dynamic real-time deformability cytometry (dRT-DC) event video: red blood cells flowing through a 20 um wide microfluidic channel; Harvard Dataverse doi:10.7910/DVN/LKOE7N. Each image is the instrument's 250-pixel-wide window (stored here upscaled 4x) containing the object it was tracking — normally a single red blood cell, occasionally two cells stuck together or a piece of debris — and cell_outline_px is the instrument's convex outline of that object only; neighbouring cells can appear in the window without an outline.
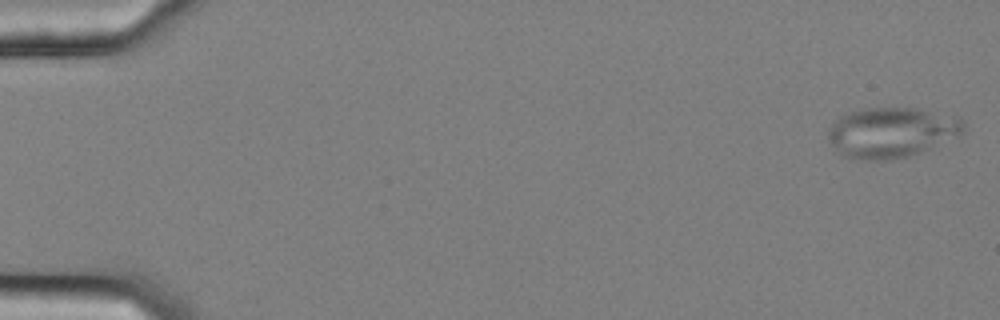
{"species": "common noctule bat (a hibernating species)", "species_latin": "Nyctalus noctula", "temperature_condition": "cold", "stored_images_in_passage": 56, "camera_frame_rate_fps": 3000, "um_per_image_px": 0.085, "animal": {"sex": "female", "body_mass_g": 25.1}, "frame": {"image": 1, "passage_image": 1, "time_ms": 0.0, "image_size_px": [1000, 320], "cell_outline_px": [[964, 132], [956, 136], [920, 152], [908, 156], [888, 160], [868, 160], [844, 156], [828, 140], [828, 128], [840, 116], [848, 112], [868, 108], [916, 108], [960, 116], [964, 120]], "centroid_in_image_um": [75.8, 11.23], "position_along_channel_um": 9.2, "area_um2": 39.48}}
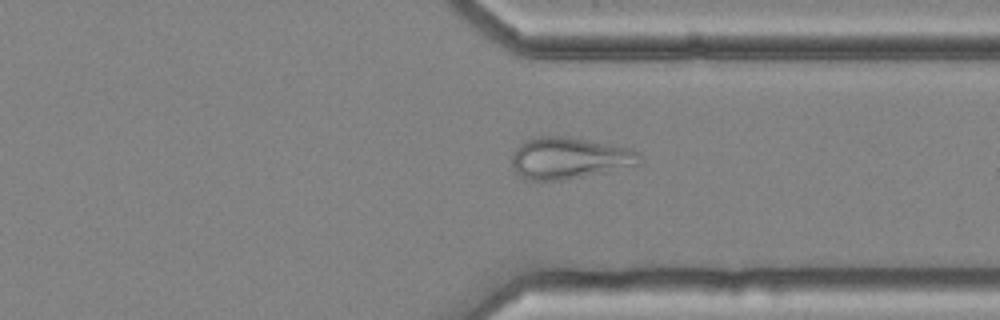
{"frame": {"image": 2, "passage_image": 43, "time_ms": 14.0, "image_size_px": [1000, 320], "cell_outline_px": [[640, 164], [564, 180], [524, 180], [512, 168], [512, 156], [516, 148], [524, 140], [532, 136], [560, 136], [632, 148], [640, 152]], "centroid_in_image_um": [48.33, 13.44], "position_along_channel_um": 363.1, "area_um2": 30.81}}
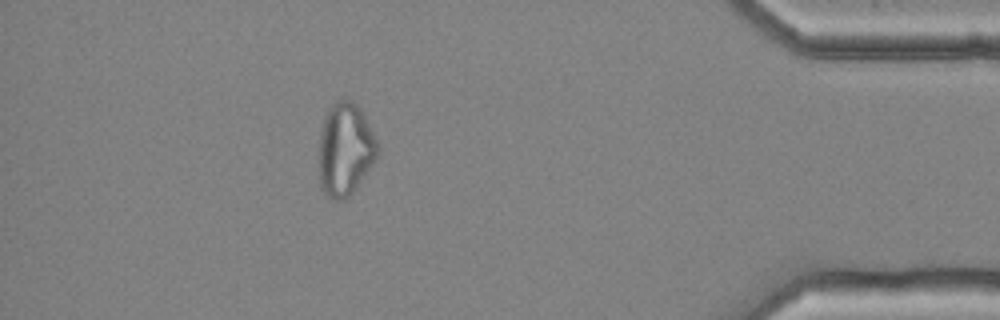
{"frame": {"image": 3, "passage_image": 50, "time_ms": 16.333, "image_size_px": [1000, 320], "cell_outline_px": [[380, 152], [356, 188], [344, 200], [336, 200], [328, 196], [324, 192], [320, 184], [320, 132], [324, 116], [332, 104], [344, 96], [352, 100], [364, 112], [380, 148]], "centroid_in_image_um": [29.36, 12.64], "position_along_channel_um": 405.8, "area_um2": 31.85}}